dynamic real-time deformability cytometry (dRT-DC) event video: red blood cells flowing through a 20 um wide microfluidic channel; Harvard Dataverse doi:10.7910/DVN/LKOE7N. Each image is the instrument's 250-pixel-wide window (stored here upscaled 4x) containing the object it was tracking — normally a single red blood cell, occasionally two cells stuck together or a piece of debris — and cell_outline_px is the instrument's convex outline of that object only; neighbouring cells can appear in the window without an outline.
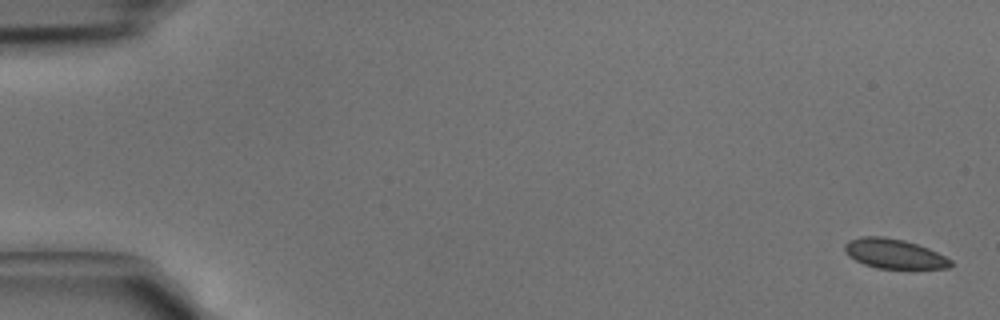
{"species": "common noctule bat (a hibernating species)", "species_latin": "Nyctalus noctula", "temperature_condition": "cold", "stored_images_in_passage": 5, "camera_frame_rate_fps": 3000, "um_per_image_px": 0.085, "animal": {"sex": "male", "body_mass_g": 15.6}, "frame": {"image": 1, "passage_image": 1, "time_ms": 0.0, "image_size_px": [1000, 320], "cell_outline_px": [[952, 264], [948, 268], [876, 268], [864, 264], [848, 256], [844, 252], [844, 244], [848, 240], [860, 236], [884, 236], [904, 240], [928, 248], [952, 260]], "centroid_in_image_um": [75.95, 21.55], "position_along_channel_um": 9.1, "area_um2": 18.26}}